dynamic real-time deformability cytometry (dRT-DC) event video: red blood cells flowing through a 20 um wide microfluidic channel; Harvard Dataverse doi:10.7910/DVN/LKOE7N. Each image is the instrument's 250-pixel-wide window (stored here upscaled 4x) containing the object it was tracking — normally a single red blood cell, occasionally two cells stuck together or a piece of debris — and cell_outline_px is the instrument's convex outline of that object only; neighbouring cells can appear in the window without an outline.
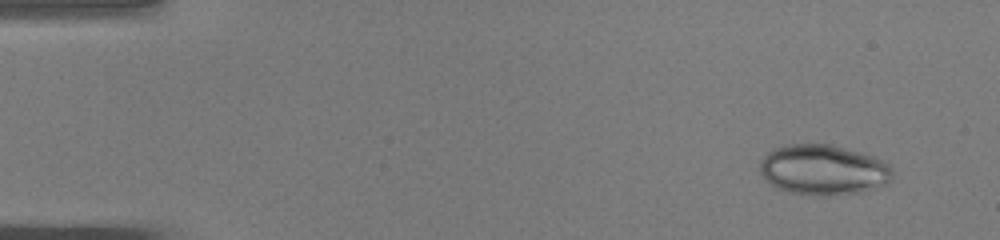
{"species": "common noctule bat (a hibernating species)", "species_latin": "Nyctalus noctula", "temperature_condition": "warm", "stored_images_in_passage": 47, "camera_frame_rate_fps": 3000, "um_per_image_px": 0.085, "animal": {"sex": "male", "body_mass_g": 19.0, "forearm_length_mm": 50.8}, "frame": {"image": 1, "passage_image": 1, "time_ms": 0.0, "image_size_px": [1000, 240], "cell_outline_px": [[884, 168], [864, 184], [852, 188], [828, 192], [820, 192], [792, 188], [780, 184], [772, 180], [764, 172], [764, 164], [768, 156], [784, 148], [812, 144], [832, 148], [860, 156]], "centroid_in_image_um": [69.62, 14.34], "position_along_channel_um": 15.4, "area_um2": 29.19}}
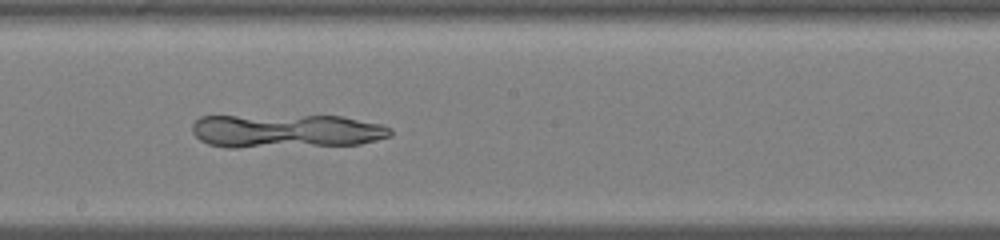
{"frame": {"image": 2, "passage_image": 25, "time_ms": 8.0, "image_size_px": [1000, 240], "cell_outline_px": [[392, 132], [388, 136], [356, 144], [212, 144], [196, 136], [192, 128], [196, 120], [204, 116], [340, 116], [376, 124], [388, 128]], "centroid_in_image_um": [24.37, 11.06], "position_along_channel_um": 223.8, "area_um2": 35.78}}
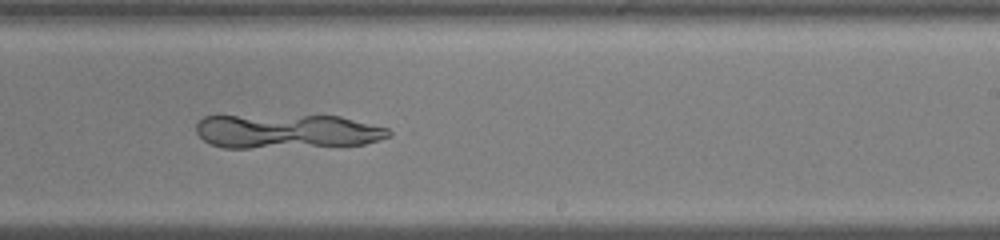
{"frame": {"image": 3, "passage_image": 28, "time_ms": 9.0, "image_size_px": [1000, 240], "cell_outline_px": [[388, 136], [364, 144], [244, 148], [228, 148], [212, 144], [204, 140], [200, 136], [196, 128], [196, 124], [200, 120], [208, 116], [336, 116], [388, 128]], "centroid_in_image_um": [24.34, 11.16], "position_along_channel_um": 264.7, "area_um2": 37.4}}